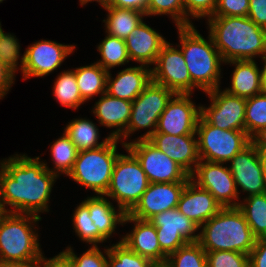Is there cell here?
I'll return each instance as SVG.
<instances>
[{
  "mask_svg": "<svg viewBox=\"0 0 266 267\" xmlns=\"http://www.w3.org/2000/svg\"><path fill=\"white\" fill-rule=\"evenodd\" d=\"M58 176L40 157L14 154L0 160L1 212L34 214L49 212V199ZM10 206L11 209H6Z\"/></svg>",
  "mask_w": 266,
  "mask_h": 267,
  "instance_id": "cell-1",
  "label": "cell"
},
{
  "mask_svg": "<svg viewBox=\"0 0 266 267\" xmlns=\"http://www.w3.org/2000/svg\"><path fill=\"white\" fill-rule=\"evenodd\" d=\"M206 23L224 64L232 60H255L256 56L266 57V30L248 16L210 17Z\"/></svg>",
  "mask_w": 266,
  "mask_h": 267,
  "instance_id": "cell-2",
  "label": "cell"
},
{
  "mask_svg": "<svg viewBox=\"0 0 266 267\" xmlns=\"http://www.w3.org/2000/svg\"><path fill=\"white\" fill-rule=\"evenodd\" d=\"M177 29L178 46L191 77V94L194 88L205 93L220 88L221 63L224 62L211 35H208L207 41L194 25Z\"/></svg>",
  "mask_w": 266,
  "mask_h": 267,
  "instance_id": "cell-3",
  "label": "cell"
},
{
  "mask_svg": "<svg viewBox=\"0 0 266 267\" xmlns=\"http://www.w3.org/2000/svg\"><path fill=\"white\" fill-rule=\"evenodd\" d=\"M34 214L0 213V265L38 263L43 256Z\"/></svg>",
  "mask_w": 266,
  "mask_h": 267,
  "instance_id": "cell-4",
  "label": "cell"
},
{
  "mask_svg": "<svg viewBox=\"0 0 266 267\" xmlns=\"http://www.w3.org/2000/svg\"><path fill=\"white\" fill-rule=\"evenodd\" d=\"M199 230L198 242L205 251L227 250L249 255L257 240L238 207H222Z\"/></svg>",
  "mask_w": 266,
  "mask_h": 267,
  "instance_id": "cell-5",
  "label": "cell"
},
{
  "mask_svg": "<svg viewBox=\"0 0 266 267\" xmlns=\"http://www.w3.org/2000/svg\"><path fill=\"white\" fill-rule=\"evenodd\" d=\"M118 139L111 138L104 146L78 152L74 167L68 176L96 195H104L109 188L117 157Z\"/></svg>",
  "mask_w": 266,
  "mask_h": 267,
  "instance_id": "cell-6",
  "label": "cell"
},
{
  "mask_svg": "<svg viewBox=\"0 0 266 267\" xmlns=\"http://www.w3.org/2000/svg\"><path fill=\"white\" fill-rule=\"evenodd\" d=\"M115 162L108 190L104 194L115 200L117 207L128 213L142 197L149 185L148 178L137 158L125 149Z\"/></svg>",
  "mask_w": 266,
  "mask_h": 267,
  "instance_id": "cell-7",
  "label": "cell"
},
{
  "mask_svg": "<svg viewBox=\"0 0 266 267\" xmlns=\"http://www.w3.org/2000/svg\"><path fill=\"white\" fill-rule=\"evenodd\" d=\"M195 133L200 160L214 163H228L251 142L245 130H223L201 116Z\"/></svg>",
  "mask_w": 266,
  "mask_h": 267,
  "instance_id": "cell-8",
  "label": "cell"
},
{
  "mask_svg": "<svg viewBox=\"0 0 266 267\" xmlns=\"http://www.w3.org/2000/svg\"><path fill=\"white\" fill-rule=\"evenodd\" d=\"M174 95L175 93L165 86L151 81L132 102L130 121L125 130V139H128L130 134L140 129L148 130L135 140L149 139L156 130L159 117Z\"/></svg>",
  "mask_w": 266,
  "mask_h": 267,
  "instance_id": "cell-9",
  "label": "cell"
},
{
  "mask_svg": "<svg viewBox=\"0 0 266 267\" xmlns=\"http://www.w3.org/2000/svg\"><path fill=\"white\" fill-rule=\"evenodd\" d=\"M126 149L139 161L149 183L188 182L190 175L147 139L126 141Z\"/></svg>",
  "mask_w": 266,
  "mask_h": 267,
  "instance_id": "cell-10",
  "label": "cell"
},
{
  "mask_svg": "<svg viewBox=\"0 0 266 267\" xmlns=\"http://www.w3.org/2000/svg\"><path fill=\"white\" fill-rule=\"evenodd\" d=\"M190 180L209 191L221 207H238L240 192L229 167L224 166V163L200 160L190 175Z\"/></svg>",
  "mask_w": 266,
  "mask_h": 267,
  "instance_id": "cell-11",
  "label": "cell"
},
{
  "mask_svg": "<svg viewBox=\"0 0 266 267\" xmlns=\"http://www.w3.org/2000/svg\"><path fill=\"white\" fill-rule=\"evenodd\" d=\"M156 228L161 251L168 257L188 242L199 240V227L177 208L161 212L149 220Z\"/></svg>",
  "mask_w": 266,
  "mask_h": 267,
  "instance_id": "cell-12",
  "label": "cell"
},
{
  "mask_svg": "<svg viewBox=\"0 0 266 267\" xmlns=\"http://www.w3.org/2000/svg\"><path fill=\"white\" fill-rule=\"evenodd\" d=\"M166 42L151 68V81L175 94H191V77L180 47Z\"/></svg>",
  "mask_w": 266,
  "mask_h": 267,
  "instance_id": "cell-13",
  "label": "cell"
},
{
  "mask_svg": "<svg viewBox=\"0 0 266 267\" xmlns=\"http://www.w3.org/2000/svg\"><path fill=\"white\" fill-rule=\"evenodd\" d=\"M210 105L201 106V117L209 124L223 130H245L246 99L233 96L216 88L205 93Z\"/></svg>",
  "mask_w": 266,
  "mask_h": 267,
  "instance_id": "cell-14",
  "label": "cell"
},
{
  "mask_svg": "<svg viewBox=\"0 0 266 267\" xmlns=\"http://www.w3.org/2000/svg\"><path fill=\"white\" fill-rule=\"evenodd\" d=\"M75 47L76 45H64L43 39L32 43L23 53V80L43 77L54 72L74 52Z\"/></svg>",
  "mask_w": 266,
  "mask_h": 267,
  "instance_id": "cell-15",
  "label": "cell"
},
{
  "mask_svg": "<svg viewBox=\"0 0 266 267\" xmlns=\"http://www.w3.org/2000/svg\"><path fill=\"white\" fill-rule=\"evenodd\" d=\"M191 96L192 94H175L159 117L154 133L196 134L201 106H196Z\"/></svg>",
  "mask_w": 266,
  "mask_h": 267,
  "instance_id": "cell-16",
  "label": "cell"
},
{
  "mask_svg": "<svg viewBox=\"0 0 266 267\" xmlns=\"http://www.w3.org/2000/svg\"><path fill=\"white\" fill-rule=\"evenodd\" d=\"M228 163L237 190L251 195L266 193L265 179L260 159V152L250 142L238 152Z\"/></svg>",
  "mask_w": 266,
  "mask_h": 267,
  "instance_id": "cell-17",
  "label": "cell"
},
{
  "mask_svg": "<svg viewBox=\"0 0 266 267\" xmlns=\"http://www.w3.org/2000/svg\"><path fill=\"white\" fill-rule=\"evenodd\" d=\"M186 183H149L142 197L127 214L137 219L150 220L161 212L177 208Z\"/></svg>",
  "mask_w": 266,
  "mask_h": 267,
  "instance_id": "cell-18",
  "label": "cell"
},
{
  "mask_svg": "<svg viewBox=\"0 0 266 267\" xmlns=\"http://www.w3.org/2000/svg\"><path fill=\"white\" fill-rule=\"evenodd\" d=\"M129 222L134 223V227L120 238L122 243L157 266H164L167 256L161 251L155 226L149 220L137 219L126 213L123 225Z\"/></svg>",
  "mask_w": 266,
  "mask_h": 267,
  "instance_id": "cell-19",
  "label": "cell"
},
{
  "mask_svg": "<svg viewBox=\"0 0 266 267\" xmlns=\"http://www.w3.org/2000/svg\"><path fill=\"white\" fill-rule=\"evenodd\" d=\"M195 135L153 133L147 140L191 175L200 162L197 136Z\"/></svg>",
  "mask_w": 266,
  "mask_h": 267,
  "instance_id": "cell-20",
  "label": "cell"
},
{
  "mask_svg": "<svg viewBox=\"0 0 266 267\" xmlns=\"http://www.w3.org/2000/svg\"><path fill=\"white\" fill-rule=\"evenodd\" d=\"M131 109V101L104 93L95 102L91 112H93L101 126L115 128L109 136L118 139L125 148L126 142L122 138L125 139V130L130 121Z\"/></svg>",
  "mask_w": 266,
  "mask_h": 267,
  "instance_id": "cell-21",
  "label": "cell"
},
{
  "mask_svg": "<svg viewBox=\"0 0 266 267\" xmlns=\"http://www.w3.org/2000/svg\"><path fill=\"white\" fill-rule=\"evenodd\" d=\"M222 207L207 190L189 180L179 198L177 209L199 228L216 215Z\"/></svg>",
  "mask_w": 266,
  "mask_h": 267,
  "instance_id": "cell-22",
  "label": "cell"
},
{
  "mask_svg": "<svg viewBox=\"0 0 266 267\" xmlns=\"http://www.w3.org/2000/svg\"><path fill=\"white\" fill-rule=\"evenodd\" d=\"M166 38L142 21L125 39L131 61L151 68L159 52L166 43Z\"/></svg>",
  "mask_w": 266,
  "mask_h": 267,
  "instance_id": "cell-23",
  "label": "cell"
},
{
  "mask_svg": "<svg viewBox=\"0 0 266 267\" xmlns=\"http://www.w3.org/2000/svg\"><path fill=\"white\" fill-rule=\"evenodd\" d=\"M111 75V72L108 71L106 93L131 102L151 82V68L145 65L127 67L118 72L114 78Z\"/></svg>",
  "mask_w": 266,
  "mask_h": 267,
  "instance_id": "cell-24",
  "label": "cell"
},
{
  "mask_svg": "<svg viewBox=\"0 0 266 267\" xmlns=\"http://www.w3.org/2000/svg\"><path fill=\"white\" fill-rule=\"evenodd\" d=\"M89 209L90 218L98 228V244L106 242L117 228L123 225L126 213L121 208H115L104 195L90 196L82 201Z\"/></svg>",
  "mask_w": 266,
  "mask_h": 267,
  "instance_id": "cell-25",
  "label": "cell"
},
{
  "mask_svg": "<svg viewBox=\"0 0 266 267\" xmlns=\"http://www.w3.org/2000/svg\"><path fill=\"white\" fill-rule=\"evenodd\" d=\"M226 63L234 65L235 69L231 75V85L223 90L245 99L261 93V69L256 60H232Z\"/></svg>",
  "mask_w": 266,
  "mask_h": 267,
  "instance_id": "cell-26",
  "label": "cell"
},
{
  "mask_svg": "<svg viewBox=\"0 0 266 267\" xmlns=\"http://www.w3.org/2000/svg\"><path fill=\"white\" fill-rule=\"evenodd\" d=\"M107 17L105 23V33L113 37L125 40L133 29H135L145 17V13L134 9L105 7Z\"/></svg>",
  "mask_w": 266,
  "mask_h": 267,
  "instance_id": "cell-27",
  "label": "cell"
},
{
  "mask_svg": "<svg viewBox=\"0 0 266 267\" xmlns=\"http://www.w3.org/2000/svg\"><path fill=\"white\" fill-rule=\"evenodd\" d=\"M98 126L86 118H75L68 122L64 132L76 146L77 150H92L104 146L111 137L108 135L102 142L98 143L100 138Z\"/></svg>",
  "mask_w": 266,
  "mask_h": 267,
  "instance_id": "cell-28",
  "label": "cell"
},
{
  "mask_svg": "<svg viewBox=\"0 0 266 267\" xmlns=\"http://www.w3.org/2000/svg\"><path fill=\"white\" fill-rule=\"evenodd\" d=\"M108 71L98 63L75 68V78L82 99L86 102L95 95L106 93Z\"/></svg>",
  "mask_w": 266,
  "mask_h": 267,
  "instance_id": "cell-29",
  "label": "cell"
},
{
  "mask_svg": "<svg viewBox=\"0 0 266 267\" xmlns=\"http://www.w3.org/2000/svg\"><path fill=\"white\" fill-rule=\"evenodd\" d=\"M242 211L249 227L257 239L266 238V193L251 195L240 201Z\"/></svg>",
  "mask_w": 266,
  "mask_h": 267,
  "instance_id": "cell-30",
  "label": "cell"
},
{
  "mask_svg": "<svg viewBox=\"0 0 266 267\" xmlns=\"http://www.w3.org/2000/svg\"><path fill=\"white\" fill-rule=\"evenodd\" d=\"M50 148L51 158L55 165L50 169L49 166H47V162L45 163L44 161L46 169L56 174L58 177L61 173L68 176L72 171L78 156L79 151L76 146L64 132L60 138H57L56 141L53 142Z\"/></svg>",
  "mask_w": 266,
  "mask_h": 267,
  "instance_id": "cell-31",
  "label": "cell"
},
{
  "mask_svg": "<svg viewBox=\"0 0 266 267\" xmlns=\"http://www.w3.org/2000/svg\"><path fill=\"white\" fill-rule=\"evenodd\" d=\"M56 77L52 89L56 102L58 101L62 106L74 110L78 109L81 104H84L85 101L82 99L77 86L75 69L64 70Z\"/></svg>",
  "mask_w": 266,
  "mask_h": 267,
  "instance_id": "cell-32",
  "label": "cell"
},
{
  "mask_svg": "<svg viewBox=\"0 0 266 267\" xmlns=\"http://www.w3.org/2000/svg\"><path fill=\"white\" fill-rule=\"evenodd\" d=\"M97 50L101 55V59L96 61V63L107 71L120 65L122 67V65L130 61L125 40L118 37L107 34L101 43L98 44Z\"/></svg>",
  "mask_w": 266,
  "mask_h": 267,
  "instance_id": "cell-33",
  "label": "cell"
},
{
  "mask_svg": "<svg viewBox=\"0 0 266 267\" xmlns=\"http://www.w3.org/2000/svg\"><path fill=\"white\" fill-rule=\"evenodd\" d=\"M164 267H207L206 251L198 241L188 242L167 257Z\"/></svg>",
  "mask_w": 266,
  "mask_h": 267,
  "instance_id": "cell-34",
  "label": "cell"
},
{
  "mask_svg": "<svg viewBox=\"0 0 266 267\" xmlns=\"http://www.w3.org/2000/svg\"><path fill=\"white\" fill-rule=\"evenodd\" d=\"M151 260L131 251L120 240L108 247L107 267H156Z\"/></svg>",
  "mask_w": 266,
  "mask_h": 267,
  "instance_id": "cell-35",
  "label": "cell"
},
{
  "mask_svg": "<svg viewBox=\"0 0 266 267\" xmlns=\"http://www.w3.org/2000/svg\"><path fill=\"white\" fill-rule=\"evenodd\" d=\"M263 127H266V96L260 93L246 99L245 132L251 138Z\"/></svg>",
  "mask_w": 266,
  "mask_h": 267,
  "instance_id": "cell-36",
  "label": "cell"
},
{
  "mask_svg": "<svg viewBox=\"0 0 266 267\" xmlns=\"http://www.w3.org/2000/svg\"><path fill=\"white\" fill-rule=\"evenodd\" d=\"M72 222L74 232L81 241L98 246V228L91 220L89 209L83 202L75 208Z\"/></svg>",
  "mask_w": 266,
  "mask_h": 267,
  "instance_id": "cell-37",
  "label": "cell"
},
{
  "mask_svg": "<svg viewBox=\"0 0 266 267\" xmlns=\"http://www.w3.org/2000/svg\"><path fill=\"white\" fill-rule=\"evenodd\" d=\"M18 41L19 40L15 35L11 33H4L2 27L0 26V60L14 74L18 71V65L20 66L19 69L22 71L24 62V55L21 56L20 54L21 47ZM19 59L20 62H18Z\"/></svg>",
  "mask_w": 266,
  "mask_h": 267,
  "instance_id": "cell-38",
  "label": "cell"
},
{
  "mask_svg": "<svg viewBox=\"0 0 266 267\" xmlns=\"http://www.w3.org/2000/svg\"><path fill=\"white\" fill-rule=\"evenodd\" d=\"M154 15H167L173 19L176 27H184V4L182 0H148L145 16Z\"/></svg>",
  "mask_w": 266,
  "mask_h": 267,
  "instance_id": "cell-39",
  "label": "cell"
},
{
  "mask_svg": "<svg viewBox=\"0 0 266 267\" xmlns=\"http://www.w3.org/2000/svg\"><path fill=\"white\" fill-rule=\"evenodd\" d=\"M103 251L104 253L98 246H91L78 257L73 248L67 246L61 253L71 262L73 267H107L108 247Z\"/></svg>",
  "mask_w": 266,
  "mask_h": 267,
  "instance_id": "cell-40",
  "label": "cell"
},
{
  "mask_svg": "<svg viewBox=\"0 0 266 267\" xmlns=\"http://www.w3.org/2000/svg\"><path fill=\"white\" fill-rule=\"evenodd\" d=\"M207 267H249V255L234 251H206Z\"/></svg>",
  "mask_w": 266,
  "mask_h": 267,
  "instance_id": "cell-41",
  "label": "cell"
},
{
  "mask_svg": "<svg viewBox=\"0 0 266 267\" xmlns=\"http://www.w3.org/2000/svg\"><path fill=\"white\" fill-rule=\"evenodd\" d=\"M184 4V27L192 26L191 18H210L215 12L217 0H182ZM190 16V17H189Z\"/></svg>",
  "mask_w": 266,
  "mask_h": 267,
  "instance_id": "cell-42",
  "label": "cell"
},
{
  "mask_svg": "<svg viewBox=\"0 0 266 267\" xmlns=\"http://www.w3.org/2000/svg\"><path fill=\"white\" fill-rule=\"evenodd\" d=\"M249 0H217V6L212 17L248 16Z\"/></svg>",
  "mask_w": 266,
  "mask_h": 267,
  "instance_id": "cell-43",
  "label": "cell"
},
{
  "mask_svg": "<svg viewBox=\"0 0 266 267\" xmlns=\"http://www.w3.org/2000/svg\"><path fill=\"white\" fill-rule=\"evenodd\" d=\"M248 17L266 30V0H249Z\"/></svg>",
  "mask_w": 266,
  "mask_h": 267,
  "instance_id": "cell-44",
  "label": "cell"
},
{
  "mask_svg": "<svg viewBox=\"0 0 266 267\" xmlns=\"http://www.w3.org/2000/svg\"><path fill=\"white\" fill-rule=\"evenodd\" d=\"M249 267H266V238L256 240L249 254Z\"/></svg>",
  "mask_w": 266,
  "mask_h": 267,
  "instance_id": "cell-45",
  "label": "cell"
},
{
  "mask_svg": "<svg viewBox=\"0 0 266 267\" xmlns=\"http://www.w3.org/2000/svg\"><path fill=\"white\" fill-rule=\"evenodd\" d=\"M15 74L0 60V99L6 96L11 86L15 83Z\"/></svg>",
  "mask_w": 266,
  "mask_h": 267,
  "instance_id": "cell-46",
  "label": "cell"
},
{
  "mask_svg": "<svg viewBox=\"0 0 266 267\" xmlns=\"http://www.w3.org/2000/svg\"><path fill=\"white\" fill-rule=\"evenodd\" d=\"M38 267H73L71 262L60 252L52 258L42 256Z\"/></svg>",
  "mask_w": 266,
  "mask_h": 267,
  "instance_id": "cell-47",
  "label": "cell"
},
{
  "mask_svg": "<svg viewBox=\"0 0 266 267\" xmlns=\"http://www.w3.org/2000/svg\"><path fill=\"white\" fill-rule=\"evenodd\" d=\"M148 0H111L108 7L134 9L145 13Z\"/></svg>",
  "mask_w": 266,
  "mask_h": 267,
  "instance_id": "cell-48",
  "label": "cell"
},
{
  "mask_svg": "<svg viewBox=\"0 0 266 267\" xmlns=\"http://www.w3.org/2000/svg\"><path fill=\"white\" fill-rule=\"evenodd\" d=\"M250 139L260 153L266 152V127L261 128Z\"/></svg>",
  "mask_w": 266,
  "mask_h": 267,
  "instance_id": "cell-49",
  "label": "cell"
},
{
  "mask_svg": "<svg viewBox=\"0 0 266 267\" xmlns=\"http://www.w3.org/2000/svg\"><path fill=\"white\" fill-rule=\"evenodd\" d=\"M263 68L261 69V78H262V84H261V94L266 96V57L262 59Z\"/></svg>",
  "mask_w": 266,
  "mask_h": 267,
  "instance_id": "cell-50",
  "label": "cell"
},
{
  "mask_svg": "<svg viewBox=\"0 0 266 267\" xmlns=\"http://www.w3.org/2000/svg\"><path fill=\"white\" fill-rule=\"evenodd\" d=\"M94 1L98 2L103 8L108 7L111 4V0H79L81 6Z\"/></svg>",
  "mask_w": 266,
  "mask_h": 267,
  "instance_id": "cell-51",
  "label": "cell"
},
{
  "mask_svg": "<svg viewBox=\"0 0 266 267\" xmlns=\"http://www.w3.org/2000/svg\"><path fill=\"white\" fill-rule=\"evenodd\" d=\"M260 159H261V164H262V169H263V176H264L265 185H266V152L265 153H260Z\"/></svg>",
  "mask_w": 266,
  "mask_h": 267,
  "instance_id": "cell-52",
  "label": "cell"
},
{
  "mask_svg": "<svg viewBox=\"0 0 266 267\" xmlns=\"http://www.w3.org/2000/svg\"><path fill=\"white\" fill-rule=\"evenodd\" d=\"M0 267H38V263L0 265Z\"/></svg>",
  "mask_w": 266,
  "mask_h": 267,
  "instance_id": "cell-53",
  "label": "cell"
}]
</instances>
